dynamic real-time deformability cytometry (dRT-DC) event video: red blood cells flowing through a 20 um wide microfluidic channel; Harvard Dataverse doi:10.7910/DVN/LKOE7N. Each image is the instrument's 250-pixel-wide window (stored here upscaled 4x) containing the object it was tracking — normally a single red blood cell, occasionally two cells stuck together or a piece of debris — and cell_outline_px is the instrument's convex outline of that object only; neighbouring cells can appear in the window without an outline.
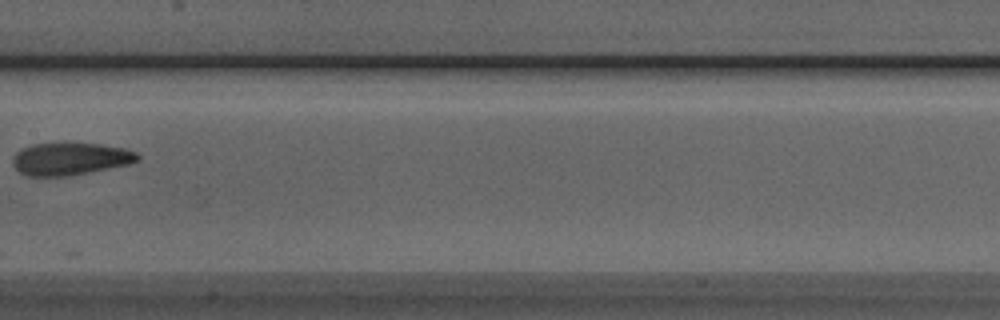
{"species": "Egyptian fruit bat (a non-hibernating species)", "species_latin": "Rousettus aegyptiacus", "temperature_condition": "room temperature", "stored_images_in_passage": 8, "camera_frame_rate_fps": 3000, "um_per_image_px": 0.085, "animal": {"sex": "male"}, "frame": {"image": 1, "passage_image": 5, "time_ms": 1.333, "image_size_px": [1000, 320], "cell_outline_px": [[140, 160], [128, 164], [68, 176], [24, 176], [12, 164], [12, 156], [20, 148], [32, 144], [100, 144], [124, 148], [136, 152], [140, 156]], "centroid_in_image_um": [5.93, 13.51], "position_along_channel_um": 201.5, "area_um2": 23.47}}
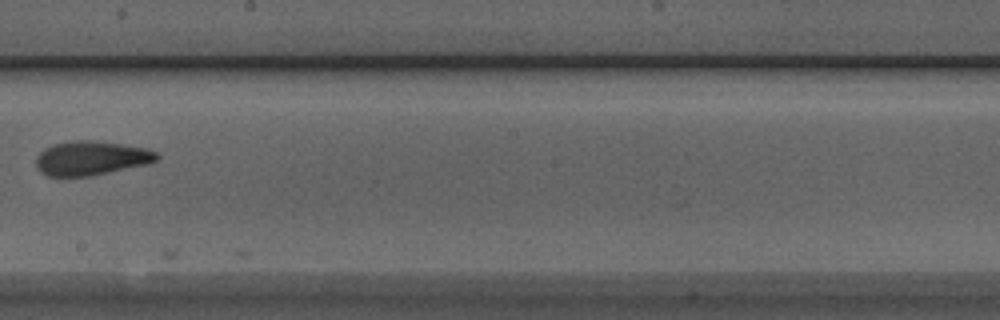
{"frame": {"image": 2, "passage_image": 6, "time_ms": 1.667, "image_size_px": [1000, 320], "cell_outline_px": [[160, 156], [156, 160], [148, 164], [92, 176], [48, 176], [40, 172], [36, 164], [36, 156], [44, 148], [52, 144], [72, 140], [88, 140], [120, 144], [148, 148], [156, 152]], "centroid_in_image_um": [7.74, 13.44], "position_along_channel_um": 240.5, "area_um2": 24.16}}
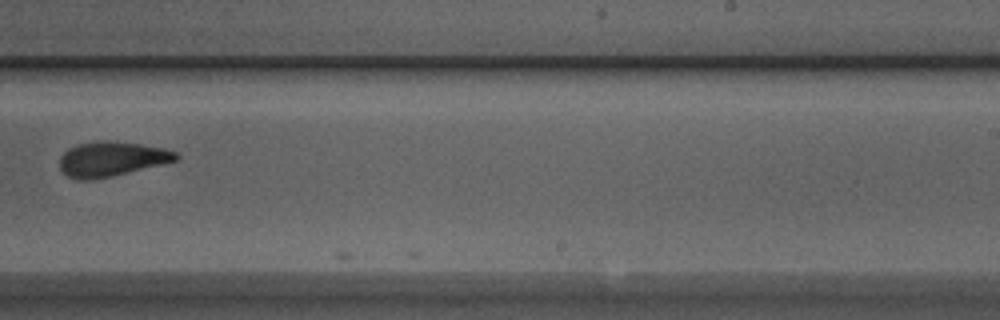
{"frame": {"image": 3, "passage_image": 7, "time_ms": 2.0, "image_size_px": [1000, 320], "cell_outline_px": [[180, 156], [176, 160], [112, 176], [92, 180], [80, 180], [68, 176], [60, 168], [60, 156], [68, 148], [76, 144], [96, 140], [108, 140], [140, 144], [164, 148], [176, 152]], "centroid_in_image_um": [9.44, 13.49], "position_along_channel_um": 279.6, "area_um2": 23.47}}